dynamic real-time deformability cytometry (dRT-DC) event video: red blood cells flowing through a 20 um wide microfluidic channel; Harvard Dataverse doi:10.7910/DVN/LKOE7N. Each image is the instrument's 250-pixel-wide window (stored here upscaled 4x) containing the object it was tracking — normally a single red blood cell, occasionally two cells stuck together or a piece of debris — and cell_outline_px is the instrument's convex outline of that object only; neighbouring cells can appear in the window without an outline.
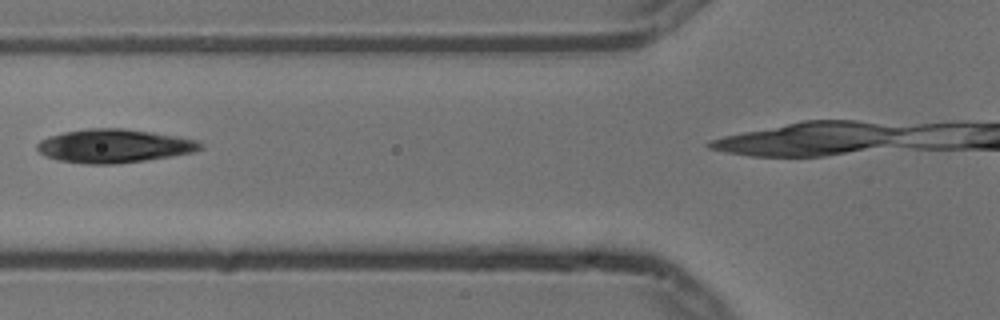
{"species": "common noctule bat (a hibernating species)", "species_latin": "Nyctalus noctula", "temperature_condition": "cold", "stored_images_in_passage": 5, "camera_frame_rate_fps": 3000, "um_per_image_px": 0.085, "animal": {"sex": "male", "body_mass_g": 13.3}, "frame": {"image": 1, "passage_image": 3, "time_ms": 0.667, "image_size_px": [1000, 320], "cell_outline_px": [[204, 148], [192, 152], [172, 156], [144, 160], [112, 164], [84, 164], [60, 160], [48, 156], [40, 152], [36, 148], [36, 144], [40, 140], [48, 136], [64, 132], [88, 128], [124, 128], [152, 132], [200, 140], [204, 144]], "centroid_in_image_um": [9.72, 12.39], "position_along_channel_um": 116.1, "area_um2": 31.91}}
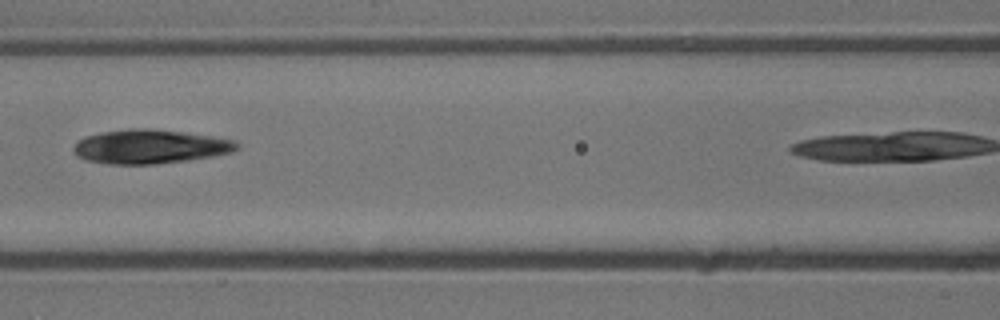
{"frame": {"image": 2, "passage_image": 4, "time_ms": 1.0, "image_size_px": [1000, 320], "cell_outline_px": [[240, 148], [232, 152], [212, 156], [188, 160], [156, 164], [108, 164], [84, 160], [76, 156], [72, 148], [84, 136], [100, 132], [128, 128], [152, 128], [184, 132], [212, 136], [236, 140], [240, 144]], "centroid_in_image_um": [12.75, 12.45], "position_along_channel_um": 153.8, "area_um2": 32.77}}